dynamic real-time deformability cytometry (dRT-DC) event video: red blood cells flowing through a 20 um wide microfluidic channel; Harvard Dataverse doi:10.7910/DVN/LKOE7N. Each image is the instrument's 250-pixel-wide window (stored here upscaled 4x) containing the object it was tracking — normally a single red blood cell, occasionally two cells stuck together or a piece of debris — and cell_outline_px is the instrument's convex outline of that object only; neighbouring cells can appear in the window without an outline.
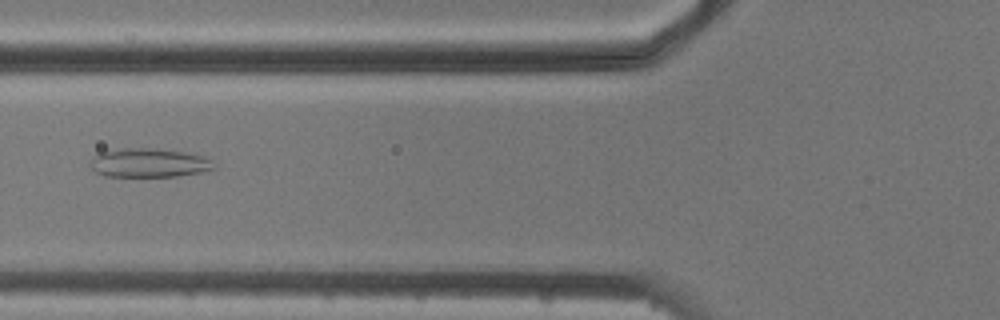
{"species": "common noctule bat (a hibernating species)", "species_latin": "Nyctalus noctula", "temperature_condition": "cold", "stored_images_in_passage": 5, "camera_frame_rate_fps": 3000, "um_per_image_px": 0.085, "animal": {"sex": "male", "body_mass_g": 20.5, "forearm_length_mm": 52.5}, "frame": {"image": 1, "passage_image": 5, "time_ms": 5.333, "image_size_px": [1000, 320], "cell_outline_px": [[216, 168], [200, 172], [180, 176], [104, 176], [96, 172], [88, 164], [100, 152], [124, 148], [148, 148], [184, 152], [204, 156], [212, 160]], "centroid_in_image_um": [12.67, 13.85], "position_along_channel_um": 113.1, "area_um2": 20.69}}